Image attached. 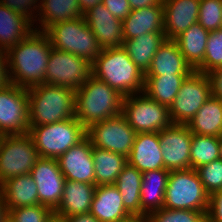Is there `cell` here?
Instances as JSON below:
<instances>
[{"instance_id":"17","label":"cell","mask_w":222,"mask_h":222,"mask_svg":"<svg viewBox=\"0 0 222 222\" xmlns=\"http://www.w3.org/2000/svg\"><path fill=\"white\" fill-rule=\"evenodd\" d=\"M83 17L102 50L123 46L122 20L112 15L102 3L89 8Z\"/></svg>"},{"instance_id":"2","label":"cell","mask_w":222,"mask_h":222,"mask_svg":"<svg viewBox=\"0 0 222 222\" xmlns=\"http://www.w3.org/2000/svg\"><path fill=\"white\" fill-rule=\"evenodd\" d=\"M92 76L106 82L124 97L144 91L145 74L123 47L101 50L92 63Z\"/></svg>"},{"instance_id":"45","label":"cell","mask_w":222,"mask_h":222,"mask_svg":"<svg viewBox=\"0 0 222 222\" xmlns=\"http://www.w3.org/2000/svg\"><path fill=\"white\" fill-rule=\"evenodd\" d=\"M131 10H137L149 6L163 5V0H128Z\"/></svg>"},{"instance_id":"10","label":"cell","mask_w":222,"mask_h":222,"mask_svg":"<svg viewBox=\"0 0 222 222\" xmlns=\"http://www.w3.org/2000/svg\"><path fill=\"white\" fill-rule=\"evenodd\" d=\"M210 97L211 85L207 74L192 71L168 108L172 124L187 125Z\"/></svg>"},{"instance_id":"47","label":"cell","mask_w":222,"mask_h":222,"mask_svg":"<svg viewBox=\"0 0 222 222\" xmlns=\"http://www.w3.org/2000/svg\"><path fill=\"white\" fill-rule=\"evenodd\" d=\"M78 3H79V6H80L82 12L84 13L89 8H91L97 4H101L102 0H78Z\"/></svg>"},{"instance_id":"48","label":"cell","mask_w":222,"mask_h":222,"mask_svg":"<svg viewBox=\"0 0 222 222\" xmlns=\"http://www.w3.org/2000/svg\"><path fill=\"white\" fill-rule=\"evenodd\" d=\"M6 217H7V210L5 208L3 195L0 189V222H2Z\"/></svg>"},{"instance_id":"37","label":"cell","mask_w":222,"mask_h":222,"mask_svg":"<svg viewBox=\"0 0 222 222\" xmlns=\"http://www.w3.org/2000/svg\"><path fill=\"white\" fill-rule=\"evenodd\" d=\"M198 23L205 29L222 28V0H200Z\"/></svg>"},{"instance_id":"36","label":"cell","mask_w":222,"mask_h":222,"mask_svg":"<svg viewBox=\"0 0 222 222\" xmlns=\"http://www.w3.org/2000/svg\"><path fill=\"white\" fill-rule=\"evenodd\" d=\"M207 212L167 209L155 210L147 216L148 222H207Z\"/></svg>"},{"instance_id":"25","label":"cell","mask_w":222,"mask_h":222,"mask_svg":"<svg viewBox=\"0 0 222 222\" xmlns=\"http://www.w3.org/2000/svg\"><path fill=\"white\" fill-rule=\"evenodd\" d=\"M33 22L0 3V49L7 51L27 38L34 30Z\"/></svg>"},{"instance_id":"12","label":"cell","mask_w":222,"mask_h":222,"mask_svg":"<svg viewBox=\"0 0 222 222\" xmlns=\"http://www.w3.org/2000/svg\"><path fill=\"white\" fill-rule=\"evenodd\" d=\"M136 132L121 113L107 120L97 122L86 129V137L93 147L129 156Z\"/></svg>"},{"instance_id":"14","label":"cell","mask_w":222,"mask_h":222,"mask_svg":"<svg viewBox=\"0 0 222 222\" xmlns=\"http://www.w3.org/2000/svg\"><path fill=\"white\" fill-rule=\"evenodd\" d=\"M164 168L168 171L190 169L192 133L187 125L171 124L158 133Z\"/></svg>"},{"instance_id":"11","label":"cell","mask_w":222,"mask_h":222,"mask_svg":"<svg viewBox=\"0 0 222 222\" xmlns=\"http://www.w3.org/2000/svg\"><path fill=\"white\" fill-rule=\"evenodd\" d=\"M92 76V64L76 55L52 47L45 83L77 90Z\"/></svg>"},{"instance_id":"8","label":"cell","mask_w":222,"mask_h":222,"mask_svg":"<svg viewBox=\"0 0 222 222\" xmlns=\"http://www.w3.org/2000/svg\"><path fill=\"white\" fill-rule=\"evenodd\" d=\"M29 133L2 135L0 139V185L28 174L40 159Z\"/></svg>"},{"instance_id":"46","label":"cell","mask_w":222,"mask_h":222,"mask_svg":"<svg viewBox=\"0 0 222 222\" xmlns=\"http://www.w3.org/2000/svg\"><path fill=\"white\" fill-rule=\"evenodd\" d=\"M65 219L67 222H100L90 212L83 214H76Z\"/></svg>"},{"instance_id":"42","label":"cell","mask_w":222,"mask_h":222,"mask_svg":"<svg viewBox=\"0 0 222 222\" xmlns=\"http://www.w3.org/2000/svg\"><path fill=\"white\" fill-rule=\"evenodd\" d=\"M102 4L116 18L122 21L130 14L131 7L128 0H102Z\"/></svg>"},{"instance_id":"13","label":"cell","mask_w":222,"mask_h":222,"mask_svg":"<svg viewBox=\"0 0 222 222\" xmlns=\"http://www.w3.org/2000/svg\"><path fill=\"white\" fill-rule=\"evenodd\" d=\"M29 107L27 89L13 83L0 89V134L28 133Z\"/></svg>"},{"instance_id":"43","label":"cell","mask_w":222,"mask_h":222,"mask_svg":"<svg viewBox=\"0 0 222 222\" xmlns=\"http://www.w3.org/2000/svg\"><path fill=\"white\" fill-rule=\"evenodd\" d=\"M211 85V96L222 100V68L207 73Z\"/></svg>"},{"instance_id":"16","label":"cell","mask_w":222,"mask_h":222,"mask_svg":"<svg viewBox=\"0 0 222 222\" xmlns=\"http://www.w3.org/2000/svg\"><path fill=\"white\" fill-rule=\"evenodd\" d=\"M92 149L90 140L85 137L57 158L65 180L95 184Z\"/></svg>"},{"instance_id":"41","label":"cell","mask_w":222,"mask_h":222,"mask_svg":"<svg viewBox=\"0 0 222 222\" xmlns=\"http://www.w3.org/2000/svg\"><path fill=\"white\" fill-rule=\"evenodd\" d=\"M207 222H222V190L209 195V207L206 214Z\"/></svg>"},{"instance_id":"51","label":"cell","mask_w":222,"mask_h":222,"mask_svg":"<svg viewBox=\"0 0 222 222\" xmlns=\"http://www.w3.org/2000/svg\"><path fill=\"white\" fill-rule=\"evenodd\" d=\"M2 222H12L11 219L7 216Z\"/></svg>"},{"instance_id":"9","label":"cell","mask_w":222,"mask_h":222,"mask_svg":"<svg viewBox=\"0 0 222 222\" xmlns=\"http://www.w3.org/2000/svg\"><path fill=\"white\" fill-rule=\"evenodd\" d=\"M122 114L136 133H159L172 124L168 107L144 92L124 97Z\"/></svg>"},{"instance_id":"3","label":"cell","mask_w":222,"mask_h":222,"mask_svg":"<svg viewBox=\"0 0 222 222\" xmlns=\"http://www.w3.org/2000/svg\"><path fill=\"white\" fill-rule=\"evenodd\" d=\"M124 96L106 82L91 76L75 91V117L89 126L122 113Z\"/></svg>"},{"instance_id":"20","label":"cell","mask_w":222,"mask_h":222,"mask_svg":"<svg viewBox=\"0 0 222 222\" xmlns=\"http://www.w3.org/2000/svg\"><path fill=\"white\" fill-rule=\"evenodd\" d=\"M122 24L124 40H131L145 33H164V7L157 5L131 10Z\"/></svg>"},{"instance_id":"38","label":"cell","mask_w":222,"mask_h":222,"mask_svg":"<svg viewBox=\"0 0 222 222\" xmlns=\"http://www.w3.org/2000/svg\"><path fill=\"white\" fill-rule=\"evenodd\" d=\"M54 213L45 205L22 206L7 211L12 222H47Z\"/></svg>"},{"instance_id":"32","label":"cell","mask_w":222,"mask_h":222,"mask_svg":"<svg viewBox=\"0 0 222 222\" xmlns=\"http://www.w3.org/2000/svg\"><path fill=\"white\" fill-rule=\"evenodd\" d=\"M92 157L96 186L114 185L118 175L127 164V158L124 155L97 147H93Z\"/></svg>"},{"instance_id":"1","label":"cell","mask_w":222,"mask_h":222,"mask_svg":"<svg viewBox=\"0 0 222 222\" xmlns=\"http://www.w3.org/2000/svg\"><path fill=\"white\" fill-rule=\"evenodd\" d=\"M51 49L48 36L37 30L9 48L6 53L11 82L26 89L45 83Z\"/></svg>"},{"instance_id":"22","label":"cell","mask_w":222,"mask_h":222,"mask_svg":"<svg viewBox=\"0 0 222 222\" xmlns=\"http://www.w3.org/2000/svg\"><path fill=\"white\" fill-rule=\"evenodd\" d=\"M95 189V184L65 180L62 199L54 213L65 218L89 213Z\"/></svg>"},{"instance_id":"31","label":"cell","mask_w":222,"mask_h":222,"mask_svg":"<svg viewBox=\"0 0 222 222\" xmlns=\"http://www.w3.org/2000/svg\"><path fill=\"white\" fill-rule=\"evenodd\" d=\"M208 36L209 31L196 22L174 39L193 70L203 62Z\"/></svg>"},{"instance_id":"26","label":"cell","mask_w":222,"mask_h":222,"mask_svg":"<svg viewBox=\"0 0 222 222\" xmlns=\"http://www.w3.org/2000/svg\"><path fill=\"white\" fill-rule=\"evenodd\" d=\"M169 173L165 168L142 173L141 217L163 208Z\"/></svg>"},{"instance_id":"33","label":"cell","mask_w":222,"mask_h":222,"mask_svg":"<svg viewBox=\"0 0 222 222\" xmlns=\"http://www.w3.org/2000/svg\"><path fill=\"white\" fill-rule=\"evenodd\" d=\"M187 76L188 75L145 76L143 92L149 98L169 108Z\"/></svg>"},{"instance_id":"28","label":"cell","mask_w":222,"mask_h":222,"mask_svg":"<svg viewBox=\"0 0 222 222\" xmlns=\"http://www.w3.org/2000/svg\"><path fill=\"white\" fill-rule=\"evenodd\" d=\"M187 126L193 134L220 137L222 133V100L211 96Z\"/></svg>"},{"instance_id":"5","label":"cell","mask_w":222,"mask_h":222,"mask_svg":"<svg viewBox=\"0 0 222 222\" xmlns=\"http://www.w3.org/2000/svg\"><path fill=\"white\" fill-rule=\"evenodd\" d=\"M44 33L55 49L82 57L91 64L102 50L84 17L55 23Z\"/></svg>"},{"instance_id":"27","label":"cell","mask_w":222,"mask_h":222,"mask_svg":"<svg viewBox=\"0 0 222 222\" xmlns=\"http://www.w3.org/2000/svg\"><path fill=\"white\" fill-rule=\"evenodd\" d=\"M78 0H41L35 25V30L44 32L49 26L61 22L83 17ZM38 26V28H37Z\"/></svg>"},{"instance_id":"18","label":"cell","mask_w":222,"mask_h":222,"mask_svg":"<svg viewBox=\"0 0 222 222\" xmlns=\"http://www.w3.org/2000/svg\"><path fill=\"white\" fill-rule=\"evenodd\" d=\"M200 0H163L164 35L174 40L198 22Z\"/></svg>"},{"instance_id":"19","label":"cell","mask_w":222,"mask_h":222,"mask_svg":"<svg viewBox=\"0 0 222 222\" xmlns=\"http://www.w3.org/2000/svg\"><path fill=\"white\" fill-rule=\"evenodd\" d=\"M127 163L139 172L164 169L163 154L157 132L136 133Z\"/></svg>"},{"instance_id":"23","label":"cell","mask_w":222,"mask_h":222,"mask_svg":"<svg viewBox=\"0 0 222 222\" xmlns=\"http://www.w3.org/2000/svg\"><path fill=\"white\" fill-rule=\"evenodd\" d=\"M192 67L186 62L174 40H165L154 55L145 76L189 75Z\"/></svg>"},{"instance_id":"21","label":"cell","mask_w":222,"mask_h":222,"mask_svg":"<svg viewBox=\"0 0 222 222\" xmlns=\"http://www.w3.org/2000/svg\"><path fill=\"white\" fill-rule=\"evenodd\" d=\"M90 213L100 222H120L131 217L115 185L96 186Z\"/></svg>"},{"instance_id":"34","label":"cell","mask_w":222,"mask_h":222,"mask_svg":"<svg viewBox=\"0 0 222 222\" xmlns=\"http://www.w3.org/2000/svg\"><path fill=\"white\" fill-rule=\"evenodd\" d=\"M222 157L220 137L192 133L190 169H197Z\"/></svg>"},{"instance_id":"6","label":"cell","mask_w":222,"mask_h":222,"mask_svg":"<svg viewBox=\"0 0 222 222\" xmlns=\"http://www.w3.org/2000/svg\"><path fill=\"white\" fill-rule=\"evenodd\" d=\"M42 158H58L86 137V128L76 119L30 126L28 132Z\"/></svg>"},{"instance_id":"50","label":"cell","mask_w":222,"mask_h":222,"mask_svg":"<svg viewBox=\"0 0 222 222\" xmlns=\"http://www.w3.org/2000/svg\"><path fill=\"white\" fill-rule=\"evenodd\" d=\"M47 222H67V221L65 217H62L53 213L51 217L47 220Z\"/></svg>"},{"instance_id":"49","label":"cell","mask_w":222,"mask_h":222,"mask_svg":"<svg viewBox=\"0 0 222 222\" xmlns=\"http://www.w3.org/2000/svg\"><path fill=\"white\" fill-rule=\"evenodd\" d=\"M120 222H148V219L147 217L131 216L128 219L120 221Z\"/></svg>"},{"instance_id":"35","label":"cell","mask_w":222,"mask_h":222,"mask_svg":"<svg viewBox=\"0 0 222 222\" xmlns=\"http://www.w3.org/2000/svg\"><path fill=\"white\" fill-rule=\"evenodd\" d=\"M218 68H222V28L209 32L203 62L195 70L207 74Z\"/></svg>"},{"instance_id":"4","label":"cell","mask_w":222,"mask_h":222,"mask_svg":"<svg viewBox=\"0 0 222 222\" xmlns=\"http://www.w3.org/2000/svg\"><path fill=\"white\" fill-rule=\"evenodd\" d=\"M29 124L39 126L75 117V90L39 84L27 89Z\"/></svg>"},{"instance_id":"30","label":"cell","mask_w":222,"mask_h":222,"mask_svg":"<svg viewBox=\"0 0 222 222\" xmlns=\"http://www.w3.org/2000/svg\"><path fill=\"white\" fill-rule=\"evenodd\" d=\"M164 33H145L131 40H124L123 48L133 63L145 74L159 47L165 42Z\"/></svg>"},{"instance_id":"7","label":"cell","mask_w":222,"mask_h":222,"mask_svg":"<svg viewBox=\"0 0 222 222\" xmlns=\"http://www.w3.org/2000/svg\"><path fill=\"white\" fill-rule=\"evenodd\" d=\"M208 207L209 194L195 169L170 171L163 208L207 212Z\"/></svg>"},{"instance_id":"24","label":"cell","mask_w":222,"mask_h":222,"mask_svg":"<svg viewBox=\"0 0 222 222\" xmlns=\"http://www.w3.org/2000/svg\"><path fill=\"white\" fill-rule=\"evenodd\" d=\"M7 211L39 204L38 187L30 173L12 177L0 185Z\"/></svg>"},{"instance_id":"39","label":"cell","mask_w":222,"mask_h":222,"mask_svg":"<svg viewBox=\"0 0 222 222\" xmlns=\"http://www.w3.org/2000/svg\"><path fill=\"white\" fill-rule=\"evenodd\" d=\"M196 171L209 195L222 190V157L197 168Z\"/></svg>"},{"instance_id":"29","label":"cell","mask_w":222,"mask_h":222,"mask_svg":"<svg viewBox=\"0 0 222 222\" xmlns=\"http://www.w3.org/2000/svg\"><path fill=\"white\" fill-rule=\"evenodd\" d=\"M114 185L120 192L126 211L131 216L141 217L142 172L127 163Z\"/></svg>"},{"instance_id":"40","label":"cell","mask_w":222,"mask_h":222,"mask_svg":"<svg viewBox=\"0 0 222 222\" xmlns=\"http://www.w3.org/2000/svg\"><path fill=\"white\" fill-rule=\"evenodd\" d=\"M40 2L41 0H0L2 5L29 18L33 24L37 17L35 13L39 10Z\"/></svg>"},{"instance_id":"15","label":"cell","mask_w":222,"mask_h":222,"mask_svg":"<svg viewBox=\"0 0 222 222\" xmlns=\"http://www.w3.org/2000/svg\"><path fill=\"white\" fill-rule=\"evenodd\" d=\"M38 187L39 204L55 211L63 195L65 177L56 158H40L30 172Z\"/></svg>"},{"instance_id":"44","label":"cell","mask_w":222,"mask_h":222,"mask_svg":"<svg viewBox=\"0 0 222 222\" xmlns=\"http://www.w3.org/2000/svg\"><path fill=\"white\" fill-rule=\"evenodd\" d=\"M11 83L7 53L5 50L0 49V89L5 88Z\"/></svg>"}]
</instances>
